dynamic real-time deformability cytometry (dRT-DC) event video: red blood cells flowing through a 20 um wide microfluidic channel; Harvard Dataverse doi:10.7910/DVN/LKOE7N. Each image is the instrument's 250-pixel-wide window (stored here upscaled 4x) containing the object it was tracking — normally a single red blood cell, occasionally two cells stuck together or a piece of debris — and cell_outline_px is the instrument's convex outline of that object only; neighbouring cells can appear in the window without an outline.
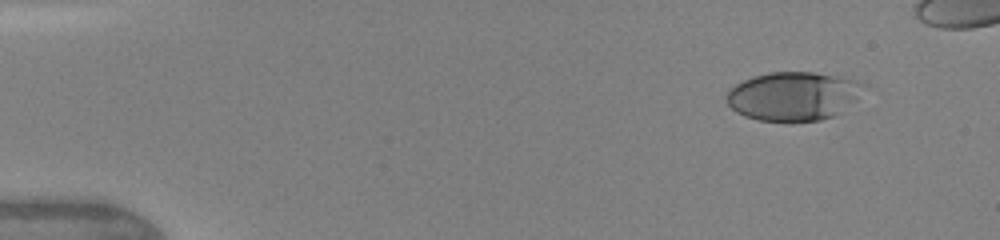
{"species": "human", "species_latin": "Homo sapiens", "temperature_condition": "warm", "stored_images_in_passage": 9, "camera_frame_rate_fps": 3000, "um_per_image_px": 0.085, "donor": {"sex": "female"}, "frame": {"image": 1, "passage_image": 1, "time_ms": 0.0, "image_size_px": [1000, 240], "cell_outline_px": [[864, 84], [856, 100], [832, 116], [820, 120], [760, 120], [744, 116], [736, 112], [728, 104], [724, 96], [736, 84], [752, 76], [768, 72], [812, 72], [836, 76], [856, 80]], "centroid_in_image_um": [67.38, 8.15], "position_along_channel_um": 17.6, "area_um2": 38.32}}